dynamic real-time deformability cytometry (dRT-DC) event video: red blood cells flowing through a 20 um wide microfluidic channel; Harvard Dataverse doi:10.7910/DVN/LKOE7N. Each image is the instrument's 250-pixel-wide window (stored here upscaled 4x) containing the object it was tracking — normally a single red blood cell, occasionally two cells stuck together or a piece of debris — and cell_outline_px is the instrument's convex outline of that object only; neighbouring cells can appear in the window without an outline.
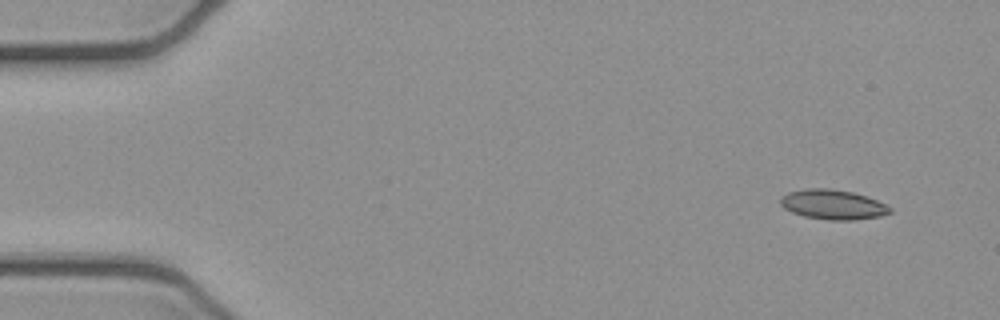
{"species": "common noctule bat (a hibernating species)", "species_latin": "Nyctalus noctula", "temperature_condition": "cold", "stored_images_in_passage": 4, "camera_frame_rate_fps": 3000, "um_per_image_px": 0.085, "animal": {"sex": "female", "body_mass_g": 21.9}, "frame": {"image": 1, "passage_image": 1, "time_ms": 0.0, "image_size_px": [1000, 320], "cell_outline_px": [[892, 212], [880, 216], [852, 220], [828, 220], [804, 216], [792, 212], [784, 208], [780, 204], [780, 196], [788, 192], [804, 188], [828, 188], [852, 192], [876, 200], [892, 208]], "centroid_in_image_um": [70.75, 17.38], "position_along_channel_um": 14.2, "area_um2": 18.96}}
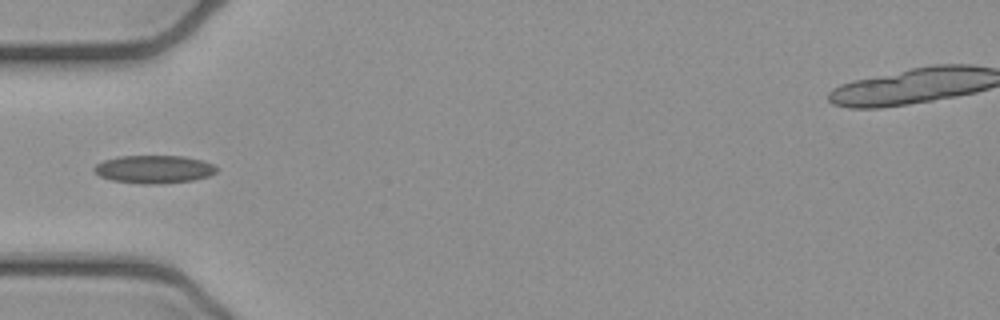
{"frame": {"image": 2, "passage_image": 4, "time_ms": 1.0, "image_size_px": [1000, 320], "cell_outline_px": [[220, 168], [216, 172], [208, 176], [192, 180], [156, 184], [140, 184], [112, 180], [100, 176], [92, 172], [92, 168], [96, 164], [104, 160], [120, 156], [184, 156], [200, 160], [212, 164]], "centroid_in_image_um": [13.06, 14.39], "position_along_channel_um": 71.9, "area_um2": 20.0}}